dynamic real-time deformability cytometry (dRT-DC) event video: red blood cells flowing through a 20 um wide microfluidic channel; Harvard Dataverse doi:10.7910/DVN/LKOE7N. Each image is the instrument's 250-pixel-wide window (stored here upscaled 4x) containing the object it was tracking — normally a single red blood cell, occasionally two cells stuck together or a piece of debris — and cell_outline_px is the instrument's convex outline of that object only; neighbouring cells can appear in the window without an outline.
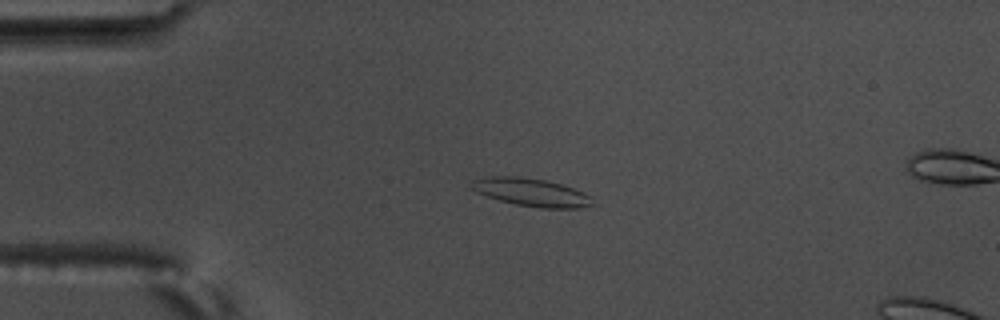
{"species": "common noctule bat (a hibernating species)", "species_latin": "Nyctalus noctula", "temperature_condition": "warm", "stored_images_in_passage": 6, "camera_frame_rate_fps": 3000, "um_per_image_px": 0.085, "animal": {"sex": "male", "body_mass_g": 17.5, "forearm_length_mm": 52.3}, "frame": {"image": 1, "passage_image": 5, "time_ms": 1.333, "image_size_px": [1000, 320], "cell_outline_px": [[596, 204], [580, 208], [540, 208], [516, 204], [500, 200], [476, 192], [468, 184], [472, 180], [488, 176], [520, 176], [544, 180], [560, 184], [584, 192], [592, 196]], "centroid_in_image_um": [45.18, 16.34], "position_along_channel_um": 39.8, "area_um2": 19.83}}